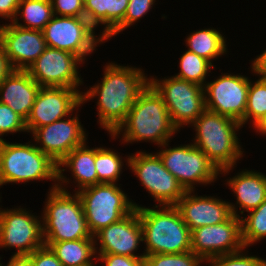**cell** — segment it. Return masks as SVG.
<instances>
[{"label":"cell","mask_w":266,"mask_h":266,"mask_svg":"<svg viewBox=\"0 0 266 266\" xmlns=\"http://www.w3.org/2000/svg\"><path fill=\"white\" fill-rule=\"evenodd\" d=\"M149 84V79L137 68L106 65L102 84L93 86L81 94L82 103L98 96V115L102 127L111 134L125 120L140 92Z\"/></svg>","instance_id":"obj_1"},{"label":"cell","mask_w":266,"mask_h":266,"mask_svg":"<svg viewBox=\"0 0 266 266\" xmlns=\"http://www.w3.org/2000/svg\"><path fill=\"white\" fill-rule=\"evenodd\" d=\"M123 129L124 142L151 140L161 146L168 145L169 138L177 131L163 98L150 83L140 92L125 120L111 135L116 137Z\"/></svg>","instance_id":"obj_2"},{"label":"cell","mask_w":266,"mask_h":266,"mask_svg":"<svg viewBox=\"0 0 266 266\" xmlns=\"http://www.w3.org/2000/svg\"><path fill=\"white\" fill-rule=\"evenodd\" d=\"M141 222L144 255L176 254L191 250V231L174 205H162L161 210L136 205Z\"/></svg>","instance_id":"obj_3"},{"label":"cell","mask_w":266,"mask_h":266,"mask_svg":"<svg viewBox=\"0 0 266 266\" xmlns=\"http://www.w3.org/2000/svg\"><path fill=\"white\" fill-rule=\"evenodd\" d=\"M192 124L197 131L194 145L220 172L231 170L243 154L235 131L241 124L207 109Z\"/></svg>","instance_id":"obj_4"},{"label":"cell","mask_w":266,"mask_h":266,"mask_svg":"<svg viewBox=\"0 0 266 266\" xmlns=\"http://www.w3.org/2000/svg\"><path fill=\"white\" fill-rule=\"evenodd\" d=\"M54 186L47 198L42 217L44 245L49 247L53 242L94 238L87 227L83 205L77 192L72 196L58 183Z\"/></svg>","instance_id":"obj_5"},{"label":"cell","mask_w":266,"mask_h":266,"mask_svg":"<svg viewBox=\"0 0 266 266\" xmlns=\"http://www.w3.org/2000/svg\"><path fill=\"white\" fill-rule=\"evenodd\" d=\"M58 180V165L37 146L0 141V186L30 180Z\"/></svg>","instance_id":"obj_6"},{"label":"cell","mask_w":266,"mask_h":266,"mask_svg":"<svg viewBox=\"0 0 266 266\" xmlns=\"http://www.w3.org/2000/svg\"><path fill=\"white\" fill-rule=\"evenodd\" d=\"M77 194L93 237L101 229L130 214L137 205L128 200L116 183H99L78 190Z\"/></svg>","instance_id":"obj_7"},{"label":"cell","mask_w":266,"mask_h":266,"mask_svg":"<svg viewBox=\"0 0 266 266\" xmlns=\"http://www.w3.org/2000/svg\"><path fill=\"white\" fill-rule=\"evenodd\" d=\"M149 83L163 98L177 129L193 123L206 110L204 87L199 84L175 76L162 81L152 78Z\"/></svg>","instance_id":"obj_8"},{"label":"cell","mask_w":266,"mask_h":266,"mask_svg":"<svg viewBox=\"0 0 266 266\" xmlns=\"http://www.w3.org/2000/svg\"><path fill=\"white\" fill-rule=\"evenodd\" d=\"M157 154L185 191H193L195 182L211 183L220 174L206 154L194 144L166 148Z\"/></svg>","instance_id":"obj_9"},{"label":"cell","mask_w":266,"mask_h":266,"mask_svg":"<svg viewBox=\"0 0 266 266\" xmlns=\"http://www.w3.org/2000/svg\"><path fill=\"white\" fill-rule=\"evenodd\" d=\"M53 17L42 30L47 47L70 52L83 62L84 57L95 50L96 44L105 40L101 35L95 38L94 27L86 18Z\"/></svg>","instance_id":"obj_10"},{"label":"cell","mask_w":266,"mask_h":266,"mask_svg":"<svg viewBox=\"0 0 266 266\" xmlns=\"http://www.w3.org/2000/svg\"><path fill=\"white\" fill-rule=\"evenodd\" d=\"M128 166L137 174L142 185L152 197L162 205H175L185 194V190L177 179L164 166L161 158L156 153L147 154L139 152L129 156Z\"/></svg>","instance_id":"obj_11"},{"label":"cell","mask_w":266,"mask_h":266,"mask_svg":"<svg viewBox=\"0 0 266 266\" xmlns=\"http://www.w3.org/2000/svg\"><path fill=\"white\" fill-rule=\"evenodd\" d=\"M250 80L245 76L223 74L204 87L206 109L228 116L243 126ZM206 94H208L206 96Z\"/></svg>","instance_id":"obj_12"},{"label":"cell","mask_w":266,"mask_h":266,"mask_svg":"<svg viewBox=\"0 0 266 266\" xmlns=\"http://www.w3.org/2000/svg\"><path fill=\"white\" fill-rule=\"evenodd\" d=\"M82 62L76 55L47 47L27 68L30 77L41 87L75 88L82 83L77 64Z\"/></svg>","instance_id":"obj_13"},{"label":"cell","mask_w":266,"mask_h":266,"mask_svg":"<svg viewBox=\"0 0 266 266\" xmlns=\"http://www.w3.org/2000/svg\"><path fill=\"white\" fill-rule=\"evenodd\" d=\"M241 218L231 215L226 221L191 231V251L203 261L209 257L243 250Z\"/></svg>","instance_id":"obj_14"},{"label":"cell","mask_w":266,"mask_h":266,"mask_svg":"<svg viewBox=\"0 0 266 266\" xmlns=\"http://www.w3.org/2000/svg\"><path fill=\"white\" fill-rule=\"evenodd\" d=\"M44 245L42 224L26 210H0V246L16 247L14 255H29Z\"/></svg>","instance_id":"obj_15"},{"label":"cell","mask_w":266,"mask_h":266,"mask_svg":"<svg viewBox=\"0 0 266 266\" xmlns=\"http://www.w3.org/2000/svg\"><path fill=\"white\" fill-rule=\"evenodd\" d=\"M82 93L75 88L41 87L25 121L28 132L49 125L73 112L82 103Z\"/></svg>","instance_id":"obj_16"},{"label":"cell","mask_w":266,"mask_h":266,"mask_svg":"<svg viewBox=\"0 0 266 266\" xmlns=\"http://www.w3.org/2000/svg\"><path fill=\"white\" fill-rule=\"evenodd\" d=\"M0 45L13 70H27L47 48L42 31L13 23L0 26Z\"/></svg>","instance_id":"obj_17"},{"label":"cell","mask_w":266,"mask_h":266,"mask_svg":"<svg viewBox=\"0 0 266 266\" xmlns=\"http://www.w3.org/2000/svg\"><path fill=\"white\" fill-rule=\"evenodd\" d=\"M77 118V116L69 120L62 118L32 132L35 142H41L42 147H37L56 164L74 148L85 143V131Z\"/></svg>","instance_id":"obj_18"},{"label":"cell","mask_w":266,"mask_h":266,"mask_svg":"<svg viewBox=\"0 0 266 266\" xmlns=\"http://www.w3.org/2000/svg\"><path fill=\"white\" fill-rule=\"evenodd\" d=\"M96 236L100 241L99 254L145 258L144 254L138 256L133 253L140 241H143L141 222L136 208L118 222L98 231L94 238Z\"/></svg>","instance_id":"obj_19"},{"label":"cell","mask_w":266,"mask_h":266,"mask_svg":"<svg viewBox=\"0 0 266 266\" xmlns=\"http://www.w3.org/2000/svg\"><path fill=\"white\" fill-rule=\"evenodd\" d=\"M191 192L186 191L174 205L190 231L202 226L220 224L232 214L240 217L232 204L214 197L193 196Z\"/></svg>","instance_id":"obj_20"},{"label":"cell","mask_w":266,"mask_h":266,"mask_svg":"<svg viewBox=\"0 0 266 266\" xmlns=\"http://www.w3.org/2000/svg\"><path fill=\"white\" fill-rule=\"evenodd\" d=\"M40 88L26 70H12L0 84V102L26 121Z\"/></svg>","instance_id":"obj_21"},{"label":"cell","mask_w":266,"mask_h":266,"mask_svg":"<svg viewBox=\"0 0 266 266\" xmlns=\"http://www.w3.org/2000/svg\"><path fill=\"white\" fill-rule=\"evenodd\" d=\"M58 181L66 182L63 176L61 165L70 167L74 178L78 182L79 190L98 184L97 172L95 169V148L88 149L86 144L74 148L58 164Z\"/></svg>","instance_id":"obj_22"},{"label":"cell","mask_w":266,"mask_h":266,"mask_svg":"<svg viewBox=\"0 0 266 266\" xmlns=\"http://www.w3.org/2000/svg\"><path fill=\"white\" fill-rule=\"evenodd\" d=\"M237 196V204L249 212L266 199V176L254 171H243L228 181Z\"/></svg>","instance_id":"obj_23"},{"label":"cell","mask_w":266,"mask_h":266,"mask_svg":"<svg viewBox=\"0 0 266 266\" xmlns=\"http://www.w3.org/2000/svg\"><path fill=\"white\" fill-rule=\"evenodd\" d=\"M93 238L53 242L49 247L63 266H93L91 258L96 254Z\"/></svg>","instance_id":"obj_24"},{"label":"cell","mask_w":266,"mask_h":266,"mask_svg":"<svg viewBox=\"0 0 266 266\" xmlns=\"http://www.w3.org/2000/svg\"><path fill=\"white\" fill-rule=\"evenodd\" d=\"M189 46L188 51L208 60L221 56L226 52L225 39L215 29H204L192 33L186 39Z\"/></svg>","instance_id":"obj_25"},{"label":"cell","mask_w":266,"mask_h":266,"mask_svg":"<svg viewBox=\"0 0 266 266\" xmlns=\"http://www.w3.org/2000/svg\"><path fill=\"white\" fill-rule=\"evenodd\" d=\"M19 13H22L25 25L18 23L17 15ZM53 15L50 0H20L16 18L12 23L21 28L42 31Z\"/></svg>","instance_id":"obj_26"},{"label":"cell","mask_w":266,"mask_h":266,"mask_svg":"<svg viewBox=\"0 0 266 266\" xmlns=\"http://www.w3.org/2000/svg\"><path fill=\"white\" fill-rule=\"evenodd\" d=\"M241 219V237L244 247L266 237V199Z\"/></svg>","instance_id":"obj_27"},{"label":"cell","mask_w":266,"mask_h":266,"mask_svg":"<svg viewBox=\"0 0 266 266\" xmlns=\"http://www.w3.org/2000/svg\"><path fill=\"white\" fill-rule=\"evenodd\" d=\"M120 156L105 148H95V169L99 183H114L120 176L122 169Z\"/></svg>","instance_id":"obj_28"},{"label":"cell","mask_w":266,"mask_h":266,"mask_svg":"<svg viewBox=\"0 0 266 266\" xmlns=\"http://www.w3.org/2000/svg\"><path fill=\"white\" fill-rule=\"evenodd\" d=\"M179 62L181 70L175 77L205 86L204 80L209 69L213 67L212 63L188 50Z\"/></svg>","instance_id":"obj_29"},{"label":"cell","mask_w":266,"mask_h":266,"mask_svg":"<svg viewBox=\"0 0 266 266\" xmlns=\"http://www.w3.org/2000/svg\"><path fill=\"white\" fill-rule=\"evenodd\" d=\"M266 115V78L258 79L254 85H249L247 106L243 117V124L250 117L255 125L260 119Z\"/></svg>","instance_id":"obj_30"},{"label":"cell","mask_w":266,"mask_h":266,"mask_svg":"<svg viewBox=\"0 0 266 266\" xmlns=\"http://www.w3.org/2000/svg\"><path fill=\"white\" fill-rule=\"evenodd\" d=\"M202 262L191 250L176 254L145 255V266H199Z\"/></svg>","instance_id":"obj_31"},{"label":"cell","mask_w":266,"mask_h":266,"mask_svg":"<svg viewBox=\"0 0 266 266\" xmlns=\"http://www.w3.org/2000/svg\"><path fill=\"white\" fill-rule=\"evenodd\" d=\"M84 18L94 28L99 23L106 25L102 37L108 36V0H84Z\"/></svg>","instance_id":"obj_32"},{"label":"cell","mask_w":266,"mask_h":266,"mask_svg":"<svg viewBox=\"0 0 266 266\" xmlns=\"http://www.w3.org/2000/svg\"><path fill=\"white\" fill-rule=\"evenodd\" d=\"M155 0H129L124 20L105 38L108 39L129 27L145 15L154 4Z\"/></svg>","instance_id":"obj_33"},{"label":"cell","mask_w":266,"mask_h":266,"mask_svg":"<svg viewBox=\"0 0 266 266\" xmlns=\"http://www.w3.org/2000/svg\"><path fill=\"white\" fill-rule=\"evenodd\" d=\"M240 250L235 253L213 256L205 259L208 263L210 262L212 266H266V261L254 257L246 256L241 254Z\"/></svg>","instance_id":"obj_34"},{"label":"cell","mask_w":266,"mask_h":266,"mask_svg":"<svg viewBox=\"0 0 266 266\" xmlns=\"http://www.w3.org/2000/svg\"><path fill=\"white\" fill-rule=\"evenodd\" d=\"M27 131L25 120L6 104L0 102V136L5 133ZM3 139L0 138V141Z\"/></svg>","instance_id":"obj_35"},{"label":"cell","mask_w":266,"mask_h":266,"mask_svg":"<svg viewBox=\"0 0 266 266\" xmlns=\"http://www.w3.org/2000/svg\"><path fill=\"white\" fill-rule=\"evenodd\" d=\"M53 14L84 18V0H50Z\"/></svg>","instance_id":"obj_36"},{"label":"cell","mask_w":266,"mask_h":266,"mask_svg":"<svg viewBox=\"0 0 266 266\" xmlns=\"http://www.w3.org/2000/svg\"><path fill=\"white\" fill-rule=\"evenodd\" d=\"M129 0H108V35L124 20Z\"/></svg>","instance_id":"obj_37"},{"label":"cell","mask_w":266,"mask_h":266,"mask_svg":"<svg viewBox=\"0 0 266 266\" xmlns=\"http://www.w3.org/2000/svg\"><path fill=\"white\" fill-rule=\"evenodd\" d=\"M34 266H63L50 247L43 245L28 255Z\"/></svg>","instance_id":"obj_38"},{"label":"cell","mask_w":266,"mask_h":266,"mask_svg":"<svg viewBox=\"0 0 266 266\" xmlns=\"http://www.w3.org/2000/svg\"><path fill=\"white\" fill-rule=\"evenodd\" d=\"M98 256V259L103 261L105 266H145V258L115 254H99Z\"/></svg>","instance_id":"obj_39"},{"label":"cell","mask_w":266,"mask_h":266,"mask_svg":"<svg viewBox=\"0 0 266 266\" xmlns=\"http://www.w3.org/2000/svg\"><path fill=\"white\" fill-rule=\"evenodd\" d=\"M20 0H0V16L10 18L12 21L16 18Z\"/></svg>","instance_id":"obj_40"},{"label":"cell","mask_w":266,"mask_h":266,"mask_svg":"<svg viewBox=\"0 0 266 266\" xmlns=\"http://www.w3.org/2000/svg\"><path fill=\"white\" fill-rule=\"evenodd\" d=\"M252 71L266 78V50L253 61Z\"/></svg>","instance_id":"obj_41"},{"label":"cell","mask_w":266,"mask_h":266,"mask_svg":"<svg viewBox=\"0 0 266 266\" xmlns=\"http://www.w3.org/2000/svg\"><path fill=\"white\" fill-rule=\"evenodd\" d=\"M12 67L9 64L7 56L4 52L3 47L0 45V84L4 78L12 71Z\"/></svg>","instance_id":"obj_42"},{"label":"cell","mask_w":266,"mask_h":266,"mask_svg":"<svg viewBox=\"0 0 266 266\" xmlns=\"http://www.w3.org/2000/svg\"><path fill=\"white\" fill-rule=\"evenodd\" d=\"M6 266H34L28 255H13Z\"/></svg>","instance_id":"obj_43"},{"label":"cell","mask_w":266,"mask_h":266,"mask_svg":"<svg viewBox=\"0 0 266 266\" xmlns=\"http://www.w3.org/2000/svg\"><path fill=\"white\" fill-rule=\"evenodd\" d=\"M254 127H256L259 132H262V134H266V115L260 119Z\"/></svg>","instance_id":"obj_44"}]
</instances>
